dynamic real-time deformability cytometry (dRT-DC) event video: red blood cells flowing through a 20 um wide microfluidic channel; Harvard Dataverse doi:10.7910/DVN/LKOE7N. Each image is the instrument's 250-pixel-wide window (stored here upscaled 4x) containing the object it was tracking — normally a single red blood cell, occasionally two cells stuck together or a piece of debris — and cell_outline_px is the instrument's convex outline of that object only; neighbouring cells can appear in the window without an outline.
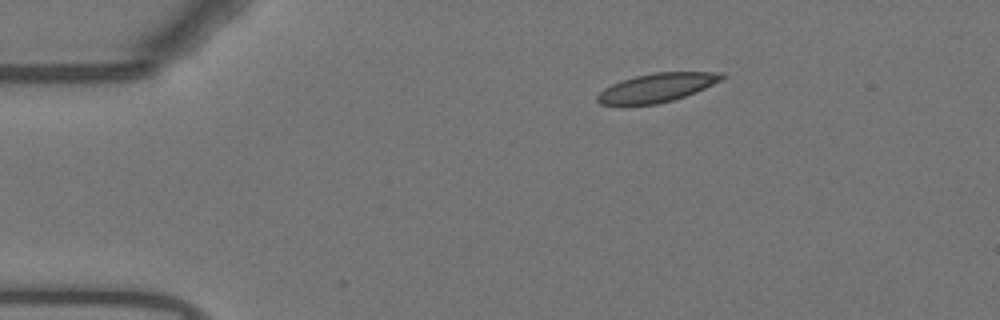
{"species": "Egyptian fruit bat (a non-hibernating species)", "species_latin": "Rousettus aegyptiacus", "temperature_condition": "warm", "stored_images_in_passage": 2, "camera_frame_rate_fps": 3000, "um_per_image_px": 0.085, "animal": {"sex": "female"}, "frame": {"image": 1, "passage_image": 1, "time_ms": 0.0, "image_size_px": [1000, 320], "cell_outline_px": [[724, 76], [720, 80], [696, 92], [672, 100], [656, 104], [624, 108], [600, 104], [596, 100], [596, 96], [604, 88], [620, 80], [636, 76], [656, 72], [724, 72]], "centroid_in_image_um": [55.72, 7.5], "position_along_channel_um": 29.3, "area_um2": 21.33}}